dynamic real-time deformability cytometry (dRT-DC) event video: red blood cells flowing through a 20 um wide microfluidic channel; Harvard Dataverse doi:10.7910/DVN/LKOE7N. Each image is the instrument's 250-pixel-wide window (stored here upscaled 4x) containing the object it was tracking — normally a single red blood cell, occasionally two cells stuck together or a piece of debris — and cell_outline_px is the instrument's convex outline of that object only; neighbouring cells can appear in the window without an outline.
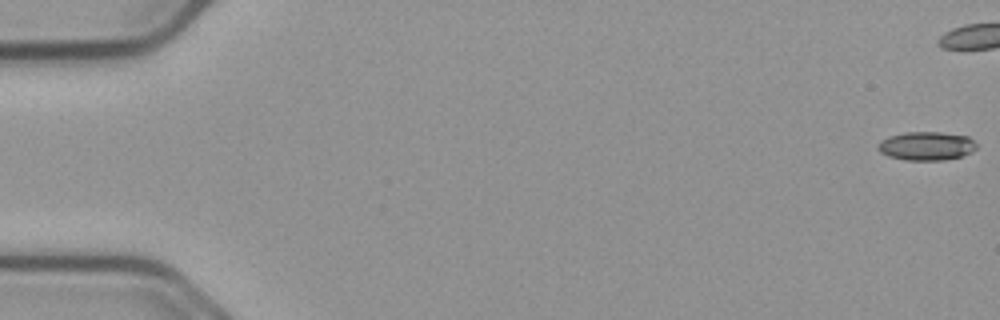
{"species": "common noctule bat (a hibernating species)", "species_latin": "Nyctalus noctula", "temperature_condition": "cold", "stored_images_in_passage": 46, "camera_frame_rate_fps": 3000, "um_per_image_px": 0.085, "animal": {"sex": "male", "body_mass_g": 23.1, "forearm_length_mm": 52.7}, "frame": {"image": 1, "passage_image": 1, "time_ms": 0.0, "image_size_px": [1000, 320], "cell_outline_px": [[976, 148], [972, 152], [960, 156], [944, 160], [904, 160], [888, 156], [880, 152], [876, 148], [880, 140], [888, 136], [908, 132], [940, 132], [968, 136], [976, 144]], "centroid_in_image_um": [78.71, 12.41], "position_along_channel_um": 6.3, "area_um2": 16.47}}
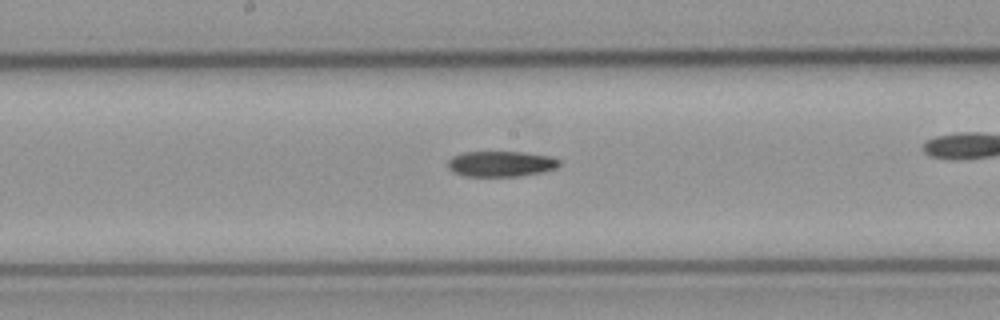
{"frame": {"image": 2, "passage_image": 30, "time_ms": 9.667, "image_size_px": [1000, 320], "cell_outline_px": [[560, 164], [556, 168], [544, 172], [520, 176], [464, 176], [452, 172], [448, 168], [448, 160], [452, 156], [464, 152], [524, 152], [552, 156], [560, 160]], "centroid_in_image_um": [42.59, 13.93], "position_along_channel_um": 205.6, "area_um2": 16.82}}
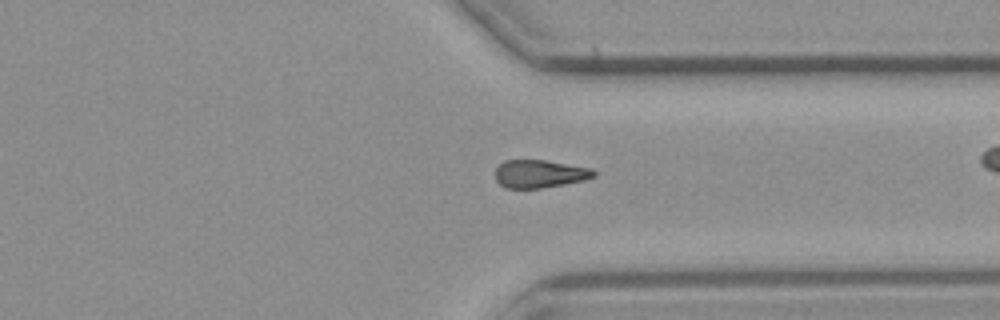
{"frame": {"image": 3, "passage_image": 43, "time_ms": 14.0, "image_size_px": [1000, 320], "cell_outline_px": [[596, 176], [584, 180], [564, 184], [540, 188], [504, 188], [496, 180], [496, 168], [504, 160], [544, 160], [592, 168], [596, 172]], "centroid_in_image_um": [45.87, 14.77], "position_along_channel_um": 365.5, "area_um2": 16.01}}